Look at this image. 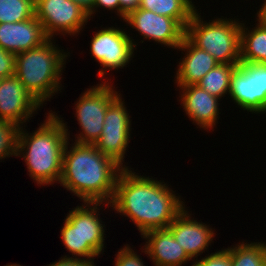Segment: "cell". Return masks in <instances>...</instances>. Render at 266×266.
I'll return each instance as SVG.
<instances>
[{
    "label": "cell",
    "instance_id": "obj_7",
    "mask_svg": "<svg viewBox=\"0 0 266 266\" xmlns=\"http://www.w3.org/2000/svg\"><path fill=\"white\" fill-rule=\"evenodd\" d=\"M102 83L87 88L75 103V115L82 130L75 137L77 143L95 144L101 136L108 105L118 95L108 80Z\"/></svg>",
    "mask_w": 266,
    "mask_h": 266
},
{
    "label": "cell",
    "instance_id": "obj_23",
    "mask_svg": "<svg viewBox=\"0 0 266 266\" xmlns=\"http://www.w3.org/2000/svg\"><path fill=\"white\" fill-rule=\"evenodd\" d=\"M35 16V0H0V24L26 21Z\"/></svg>",
    "mask_w": 266,
    "mask_h": 266
},
{
    "label": "cell",
    "instance_id": "obj_30",
    "mask_svg": "<svg viewBox=\"0 0 266 266\" xmlns=\"http://www.w3.org/2000/svg\"><path fill=\"white\" fill-rule=\"evenodd\" d=\"M120 1V17L124 20L125 17L139 7L140 0H119Z\"/></svg>",
    "mask_w": 266,
    "mask_h": 266
},
{
    "label": "cell",
    "instance_id": "obj_27",
    "mask_svg": "<svg viewBox=\"0 0 266 266\" xmlns=\"http://www.w3.org/2000/svg\"><path fill=\"white\" fill-rule=\"evenodd\" d=\"M15 57L14 53L0 47V80L15 75Z\"/></svg>",
    "mask_w": 266,
    "mask_h": 266
},
{
    "label": "cell",
    "instance_id": "obj_26",
    "mask_svg": "<svg viewBox=\"0 0 266 266\" xmlns=\"http://www.w3.org/2000/svg\"><path fill=\"white\" fill-rule=\"evenodd\" d=\"M128 244L124 245L123 248L119 249L115 256V266H145L140 255H137Z\"/></svg>",
    "mask_w": 266,
    "mask_h": 266
},
{
    "label": "cell",
    "instance_id": "obj_16",
    "mask_svg": "<svg viewBox=\"0 0 266 266\" xmlns=\"http://www.w3.org/2000/svg\"><path fill=\"white\" fill-rule=\"evenodd\" d=\"M181 93V105L188 118L201 129L212 130L216 126L219 117L220 99L209 94L198 85H186L179 87Z\"/></svg>",
    "mask_w": 266,
    "mask_h": 266
},
{
    "label": "cell",
    "instance_id": "obj_9",
    "mask_svg": "<svg viewBox=\"0 0 266 266\" xmlns=\"http://www.w3.org/2000/svg\"><path fill=\"white\" fill-rule=\"evenodd\" d=\"M35 17L51 39L58 34L81 33L89 19L88 13L73 0H35Z\"/></svg>",
    "mask_w": 266,
    "mask_h": 266
},
{
    "label": "cell",
    "instance_id": "obj_18",
    "mask_svg": "<svg viewBox=\"0 0 266 266\" xmlns=\"http://www.w3.org/2000/svg\"><path fill=\"white\" fill-rule=\"evenodd\" d=\"M178 49L184 52L186 50V54L177 65L179 66L175 76L177 87L196 85L218 64L212 55L195 46L186 36Z\"/></svg>",
    "mask_w": 266,
    "mask_h": 266
},
{
    "label": "cell",
    "instance_id": "obj_28",
    "mask_svg": "<svg viewBox=\"0 0 266 266\" xmlns=\"http://www.w3.org/2000/svg\"><path fill=\"white\" fill-rule=\"evenodd\" d=\"M94 259H85V258H72V256L63 258L53 264H49L48 266H95Z\"/></svg>",
    "mask_w": 266,
    "mask_h": 266
},
{
    "label": "cell",
    "instance_id": "obj_8",
    "mask_svg": "<svg viewBox=\"0 0 266 266\" xmlns=\"http://www.w3.org/2000/svg\"><path fill=\"white\" fill-rule=\"evenodd\" d=\"M229 96L248 112H266V64L240 63L230 79Z\"/></svg>",
    "mask_w": 266,
    "mask_h": 266
},
{
    "label": "cell",
    "instance_id": "obj_2",
    "mask_svg": "<svg viewBox=\"0 0 266 266\" xmlns=\"http://www.w3.org/2000/svg\"><path fill=\"white\" fill-rule=\"evenodd\" d=\"M68 145L67 141L63 151L60 185L82 202L110 204L118 176L124 168L104 155L94 144L74 142L72 147Z\"/></svg>",
    "mask_w": 266,
    "mask_h": 266
},
{
    "label": "cell",
    "instance_id": "obj_5",
    "mask_svg": "<svg viewBox=\"0 0 266 266\" xmlns=\"http://www.w3.org/2000/svg\"><path fill=\"white\" fill-rule=\"evenodd\" d=\"M67 214L61 229L63 245L76 258L95 259L104 252L105 227L98 216L100 204L104 202H83ZM92 205V206H91ZM98 212V213H97Z\"/></svg>",
    "mask_w": 266,
    "mask_h": 266
},
{
    "label": "cell",
    "instance_id": "obj_3",
    "mask_svg": "<svg viewBox=\"0 0 266 266\" xmlns=\"http://www.w3.org/2000/svg\"><path fill=\"white\" fill-rule=\"evenodd\" d=\"M48 113L47 119L33 133L29 134L23 126L20 127L17 139L16 157L24 158L28 175L38 186L59 183L63 151L70 140L63 118L55 112Z\"/></svg>",
    "mask_w": 266,
    "mask_h": 266
},
{
    "label": "cell",
    "instance_id": "obj_21",
    "mask_svg": "<svg viewBox=\"0 0 266 266\" xmlns=\"http://www.w3.org/2000/svg\"><path fill=\"white\" fill-rule=\"evenodd\" d=\"M239 64H217L196 84L219 99L229 94L230 79Z\"/></svg>",
    "mask_w": 266,
    "mask_h": 266
},
{
    "label": "cell",
    "instance_id": "obj_17",
    "mask_svg": "<svg viewBox=\"0 0 266 266\" xmlns=\"http://www.w3.org/2000/svg\"><path fill=\"white\" fill-rule=\"evenodd\" d=\"M141 237L147 239L142 252L155 266H182L192 260L167 228L147 231Z\"/></svg>",
    "mask_w": 266,
    "mask_h": 266
},
{
    "label": "cell",
    "instance_id": "obj_29",
    "mask_svg": "<svg viewBox=\"0 0 266 266\" xmlns=\"http://www.w3.org/2000/svg\"><path fill=\"white\" fill-rule=\"evenodd\" d=\"M98 8H106L107 10H116L117 11V15L120 16V1L119 0H95L94 1V5H93V9L88 13V17L89 20L91 18L92 15H94V13L96 12Z\"/></svg>",
    "mask_w": 266,
    "mask_h": 266
},
{
    "label": "cell",
    "instance_id": "obj_19",
    "mask_svg": "<svg viewBox=\"0 0 266 266\" xmlns=\"http://www.w3.org/2000/svg\"><path fill=\"white\" fill-rule=\"evenodd\" d=\"M240 28V63L266 64V23L259 22L253 29Z\"/></svg>",
    "mask_w": 266,
    "mask_h": 266
},
{
    "label": "cell",
    "instance_id": "obj_24",
    "mask_svg": "<svg viewBox=\"0 0 266 266\" xmlns=\"http://www.w3.org/2000/svg\"><path fill=\"white\" fill-rule=\"evenodd\" d=\"M20 127L7 120H0V160L16 156L17 139Z\"/></svg>",
    "mask_w": 266,
    "mask_h": 266
},
{
    "label": "cell",
    "instance_id": "obj_14",
    "mask_svg": "<svg viewBox=\"0 0 266 266\" xmlns=\"http://www.w3.org/2000/svg\"><path fill=\"white\" fill-rule=\"evenodd\" d=\"M184 208L168 226V230L187 255L192 259L205 252L213 242L214 230L209 225L192 219Z\"/></svg>",
    "mask_w": 266,
    "mask_h": 266
},
{
    "label": "cell",
    "instance_id": "obj_15",
    "mask_svg": "<svg viewBox=\"0 0 266 266\" xmlns=\"http://www.w3.org/2000/svg\"><path fill=\"white\" fill-rule=\"evenodd\" d=\"M48 39L35 16L26 21L0 24V47L15 55L38 47Z\"/></svg>",
    "mask_w": 266,
    "mask_h": 266
},
{
    "label": "cell",
    "instance_id": "obj_32",
    "mask_svg": "<svg viewBox=\"0 0 266 266\" xmlns=\"http://www.w3.org/2000/svg\"><path fill=\"white\" fill-rule=\"evenodd\" d=\"M262 7L257 11V20L259 22L265 23L266 22V0H264V3L261 5Z\"/></svg>",
    "mask_w": 266,
    "mask_h": 266
},
{
    "label": "cell",
    "instance_id": "obj_6",
    "mask_svg": "<svg viewBox=\"0 0 266 266\" xmlns=\"http://www.w3.org/2000/svg\"><path fill=\"white\" fill-rule=\"evenodd\" d=\"M197 11L186 26L185 36L195 46L212 55L219 64H240L242 23L232 18H216L207 23Z\"/></svg>",
    "mask_w": 266,
    "mask_h": 266
},
{
    "label": "cell",
    "instance_id": "obj_12",
    "mask_svg": "<svg viewBox=\"0 0 266 266\" xmlns=\"http://www.w3.org/2000/svg\"><path fill=\"white\" fill-rule=\"evenodd\" d=\"M123 21L143 38L172 49L178 48L186 34V29L177 20L141 8L131 11Z\"/></svg>",
    "mask_w": 266,
    "mask_h": 266
},
{
    "label": "cell",
    "instance_id": "obj_25",
    "mask_svg": "<svg viewBox=\"0 0 266 266\" xmlns=\"http://www.w3.org/2000/svg\"><path fill=\"white\" fill-rule=\"evenodd\" d=\"M196 262L192 266H231V247L211 253Z\"/></svg>",
    "mask_w": 266,
    "mask_h": 266
},
{
    "label": "cell",
    "instance_id": "obj_31",
    "mask_svg": "<svg viewBox=\"0 0 266 266\" xmlns=\"http://www.w3.org/2000/svg\"><path fill=\"white\" fill-rule=\"evenodd\" d=\"M76 4H78L81 8H83L87 13H89L93 9L95 0H73Z\"/></svg>",
    "mask_w": 266,
    "mask_h": 266
},
{
    "label": "cell",
    "instance_id": "obj_10",
    "mask_svg": "<svg viewBox=\"0 0 266 266\" xmlns=\"http://www.w3.org/2000/svg\"><path fill=\"white\" fill-rule=\"evenodd\" d=\"M119 93L108 105L104 127L94 146L104 155L111 157L123 168L126 148L130 141L131 120L125 102Z\"/></svg>",
    "mask_w": 266,
    "mask_h": 266
},
{
    "label": "cell",
    "instance_id": "obj_33",
    "mask_svg": "<svg viewBox=\"0 0 266 266\" xmlns=\"http://www.w3.org/2000/svg\"><path fill=\"white\" fill-rule=\"evenodd\" d=\"M6 266H22V265H20V264H9V265H6Z\"/></svg>",
    "mask_w": 266,
    "mask_h": 266
},
{
    "label": "cell",
    "instance_id": "obj_13",
    "mask_svg": "<svg viewBox=\"0 0 266 266\" xmlns=\"http://www.w3.org/2000/svg\"><path fill=\"white\" fill-rule=\"evenodd\" d=\"M40 106L16 75L0 80V120L22 127Z\"/></svg>",
    "mask_w": 266,
    "mask_h": 266
},
{
    "label": "cell",
    "instance_id": "obj_20",
    "mask_svg": "<svg viewBox=\"0 0 266 266\" xmlns=\"http://www.w3.org/2000/svg\"><path fill=\"white\" fill-rule=\"evenodd\" d=\"M177 20L185 29L197 10L192 0H140L139 7Z\"/></svg>",
    "mask_w": 266,
    "mask_h": 266
},
{
    "label": "cell",
    "instance_id": "obj_4",
    "mask_svg": "<svg viewBox=\"0 0 266 266\" xmlns=\"http://www.w3.org/2000/svg\"><path fill=\"white\" fill-rule=\"evenodd\" d=\"M53 40L49 38L44 44L15 57V75L41 107L61 92V72L69 55L55 46Z\"/></svg>",
    "mask_w": 266,
    "mask_h": 266
},
{
    "label": "cell",
    "instance_id": "obj_11",
    "mask_svg": "<svg viewBox=\"0 0 266 266\" xmlns=\"http://www.w3.org/2000/svg\"><path fill=\"white\" fill-rule=\"evenodd\" d=\"M124 30L114 26L104 27L92 37L90 52L103 66L97 73L100 78L107 75V68L110 71L126 67L134 56L137 44Z\"/></svg>",
    "mask_w": 266,
    "mask_h": 266
},
{
    "label": "cell",
    "instance_id": "obj_22",
    "mask_svg": "<svg viewBox=\"0 0 266 266\" xmlns=\"http://www.w3.org/2000/svg\"><path fill=\"white\" fill-rule=\"evenodd\" d=\"M231 266H266V243H239L231 247Z\"/></svg>",
    "mask_w": 266,
    "mask_h": 266
},
{
    "label": "cell",
    "instance_id": "obj_1",
    "mask_svg": "<svg viewBox=\"0 0 266 266\" xmlns=\"http://www.w3.org/2000/svg\"><path fill=\"white\" fill-rule=\"evenodd\" d=\"M124 168L117 179L110 207L130 218L141 236L153 229H166L185 208L164 181L141 176ZM136 173V174H135Z\"/></svg>",
    "mask_w": 266,
    "mask_h": 266
}]
</instances>
